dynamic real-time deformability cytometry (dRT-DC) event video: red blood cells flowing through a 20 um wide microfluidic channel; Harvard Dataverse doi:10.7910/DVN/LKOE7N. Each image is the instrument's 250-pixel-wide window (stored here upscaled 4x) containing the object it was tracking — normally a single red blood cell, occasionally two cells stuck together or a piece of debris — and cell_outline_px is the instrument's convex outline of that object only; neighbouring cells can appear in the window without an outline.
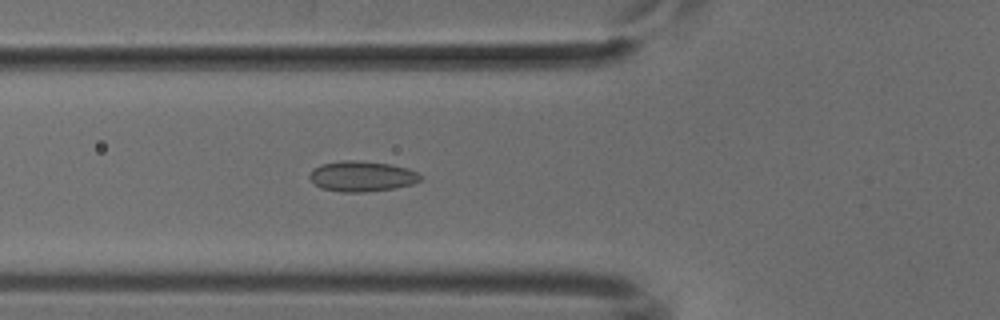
{"species": "common noctule bat (a hibernating species)", "species_latin": "Nyctalus noctula", "temperature_condition": "cold", "stored_images_in_passage": 52, "camera_frame_rate_fps": 3000, "um_per_image_px": 0.085, "animal": {"sex": "male", "body_mass_g": 18.8}, "frame": {"image": 1, "passage_image": 19, "time_ms": 6.0, "image_size_px": [1000, 320], "cell_outline_px": [[420, 180], [412, 184], [396, 188], [364, 192], [340, 192], [320, 188], [308, 176], [312, 168], [320, 164], [340, 160], [356, 160], [392, 164], [408, 168], [416, 172], [420, 176]], "centroid_in_image_um": [30.72, 14.97], "position_along_channel_um": 95.1, "area_um2": 19.83}}
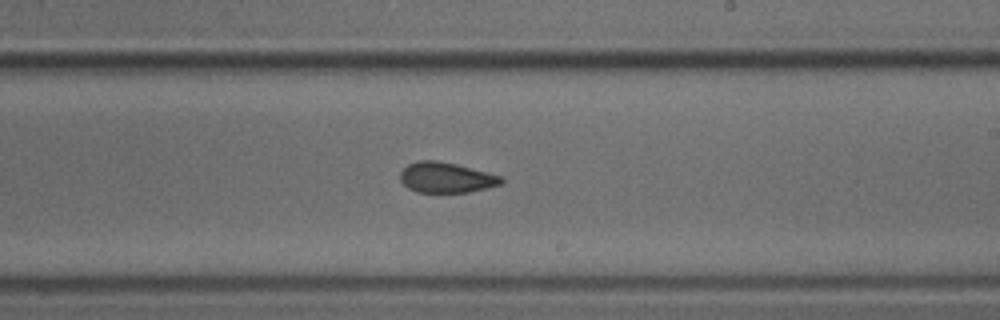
{"frame": {"image": 2, "passage_image": 31, "time_ms": 10.0, "image_size_px": [1000, 320], "cell_outline_px": [[504, 184], [468, 192], [416, 192], [408, 188], [400, 180], [400, 172], [408, 164], [420, 160], [436, 160], [456, 164], [504, 176]], "centroid_in_image_um": [37.96, 15.09], "position_along_channel_um": 251.0, "area_um2": 18.03}}
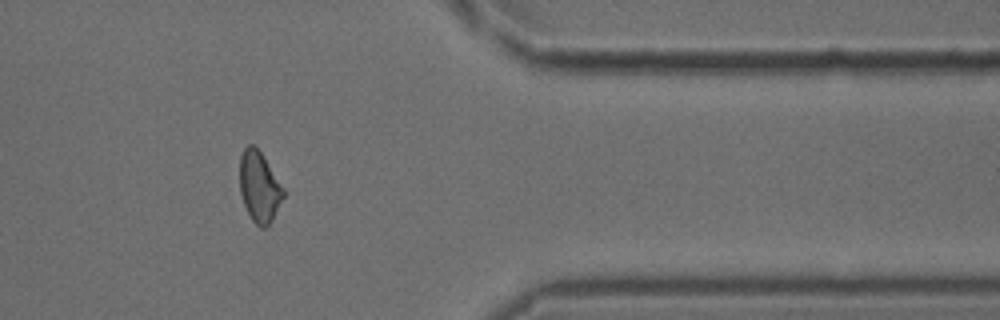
{"frame": {"image": 3, "passage_image": 43, "time_ms": 14.0, "image_size_px": [1000, 320], "cell_outline_px": [[284, 196], [272, 220], [264, 228], [260, 228], [252, 220], [244, 204], [240, 192], [240, 156], [244, 148], [248, 144], [252, 144], [260, 152], [284, 188]], "centroid_in_image_um": [22.03, 15.89], "position_along_channel_um": 389.4, "area_um2": 17.69}}